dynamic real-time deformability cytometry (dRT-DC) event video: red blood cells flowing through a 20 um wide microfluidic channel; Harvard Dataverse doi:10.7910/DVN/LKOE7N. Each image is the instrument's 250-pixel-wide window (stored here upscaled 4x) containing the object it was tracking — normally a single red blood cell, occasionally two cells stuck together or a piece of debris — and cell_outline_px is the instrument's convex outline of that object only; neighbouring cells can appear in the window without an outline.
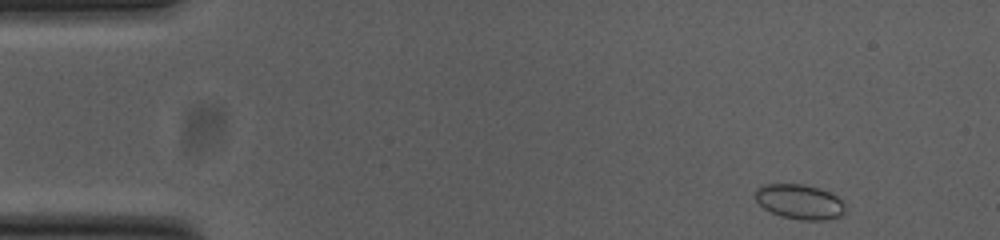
{"species": "common noctule bat (a hibernating species)", "species_latin": "Nyctalus noctula", "temperature_condition": "cold", "stored_images_in_passage": 11, "camera_frame_rate_fps": 3000, "um_per_image_px": 0.085, "animal": {"sex": "female", "body_mass_g": 23.0, "forearm_length_mm": 53.4}, "frame": {"image": 1, "passage_image": 1, "time_ms": 0.0, "image_size_px": [1000, 240], "cell_outline_px": [[844, 212], [840, 216], [824, 220], [800, 220], [780, 216], [764, 208], [756, 200], [756, 188], [764, 184], [804, 184], [820, 188], [836, 196], [844, 204]], "centroid_in_image_um": [67.95, 17.14], "position_along_channel_um": 17.0, "area_um2": 18.15}}